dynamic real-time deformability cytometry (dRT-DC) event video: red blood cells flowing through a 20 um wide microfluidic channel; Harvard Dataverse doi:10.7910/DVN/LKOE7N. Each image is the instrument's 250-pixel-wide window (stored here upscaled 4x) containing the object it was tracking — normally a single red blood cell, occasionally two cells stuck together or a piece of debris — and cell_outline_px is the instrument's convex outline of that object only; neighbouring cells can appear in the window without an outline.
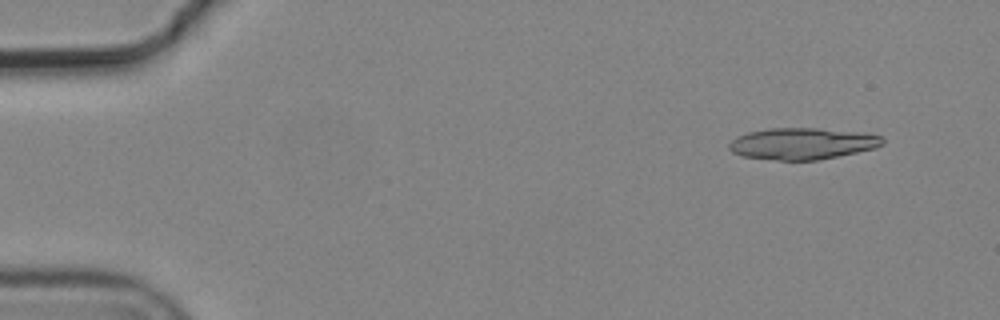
{"species": "common noctule bat (a hibernating species)", "species_latin": "Nyctalus noctula", "temperature_condition": "cold", "stored_images_in_passage": 2, "camera_frame_rate_fps": 3000, "um_per_image_px": 0.085, "animal": {"sex": "male", "body_mass_g": 19.2, "forearm_length_mm": 51.8}, "frame": {"image": 1, "passage_image": 2, "time_ms": 0.333, "image_size_px": [1000, 320], "cell_outline_px": [[884, 144], [872, 148], [856, 152], [816, 160], [780, 160], [740, 156], [732, 152], [728, 148], [728, 144], [736, 136], [748, 132], [768, 128], [816, 128], [868, 132], [880, 136], [884, 140]], "centroid_in_image_um": [68.17, 12.19], "position_along_channel_um": 16.8, "area_um2": 28.26}}